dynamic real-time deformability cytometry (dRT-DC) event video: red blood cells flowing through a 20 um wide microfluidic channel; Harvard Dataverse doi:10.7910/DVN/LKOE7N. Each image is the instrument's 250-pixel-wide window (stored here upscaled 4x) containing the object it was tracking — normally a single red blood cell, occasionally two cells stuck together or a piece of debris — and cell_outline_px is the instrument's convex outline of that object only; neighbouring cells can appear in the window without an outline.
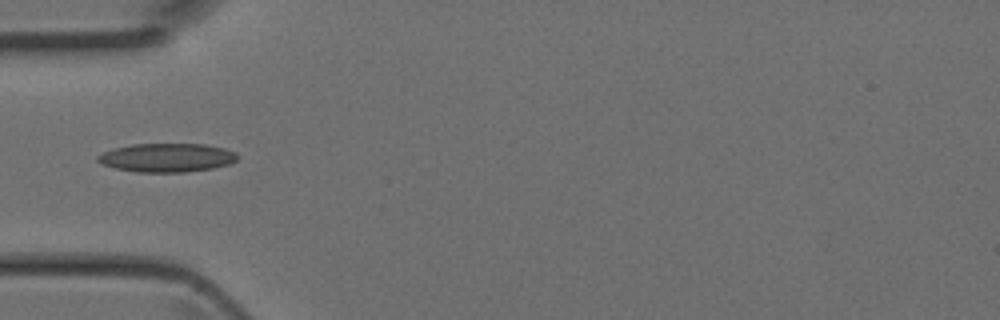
{"species": "Egyptian fruit bat (a non-hibernating species)", "species_latin": "Rousettus aegyptiacus", "temperature_condition": "room temperature", "stored_images_in_passage": 2, "camera_frame_rate_fps": 3000, "um_per_image_px": 0.085, "animal": {"sex": "female"}, "frame": {"image": 1, "passage_image": 1, "time_ms": 0.0, "image_size_px": [1000, 320], "cell_outline_px": [[240, 156], [236, 160], [228, 164], [212, 168], [184, 172], [136, 172], [116, 168], [100, 164], [96, 160], [96, 156], [104, 152], [116, 148], [132, 144], [204, 144], [224, 148], [236, 152]], "centroid_in_image_um": [14.18, 13.4], "position_along_channel_um": 70.8, "area_um2": 23.35}}
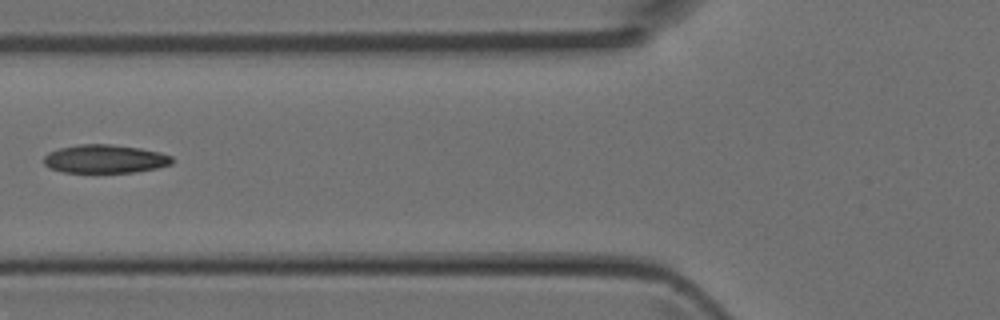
{"frame": {"image": 2, "passage_image": 2, "time_ms": 0.333, "image_size_px": [1000, 320], "cell_outline_px": [[172, 164], [156, 168], [132, 172], [64, 172], [48, 168], [44, 164], [44, 156], [48, 152], [60, 148], [76, 144], [108, 144], [140, 148], [160, 152], [172, 156]], "centroid_in_image_um": [8.89, 13.5], "position_along_channel_um": 116.9, "area_um2": 21.21}}